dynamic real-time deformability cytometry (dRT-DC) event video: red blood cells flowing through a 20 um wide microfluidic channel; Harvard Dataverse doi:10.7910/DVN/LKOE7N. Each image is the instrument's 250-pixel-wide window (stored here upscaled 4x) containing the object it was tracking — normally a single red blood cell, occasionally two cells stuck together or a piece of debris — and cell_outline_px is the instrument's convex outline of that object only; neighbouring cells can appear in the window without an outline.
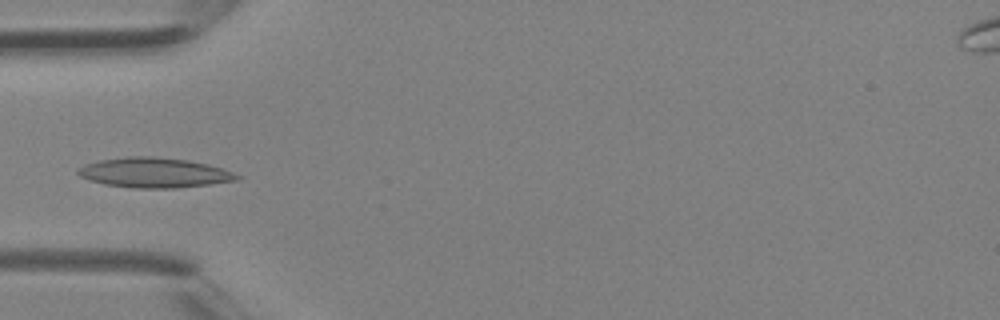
{"species": "Egyptian fruit bat (a non-hibernating species)", "species_latin": "Rousettus aegyptiacus", "temperature_condition": "room temperature", "stored_images_in_passage": 30, "camera_frame_rate_fps": 3000, "um_per_image_px": 0.085, "animal": {"sex": "female"}, "frame": {"image": 1, "passage_image": 3, "time_ms": 0.667, "image_size_px": [1000, 320], "cell_outline_px": [[244, 176], [236, 180], [208, 184], [176, 188], [136, 188], [108, 184], [88, 180], [80, 176], [76, 172], [76, 168], [84, 164], [100, 160], [128, 156], [156, 156], [188, 160], [208, 164]], "centroid_in_image_um": [13.08, 14.66], "position_along_channel_um": 71.9, "area_um2": 27.69}}
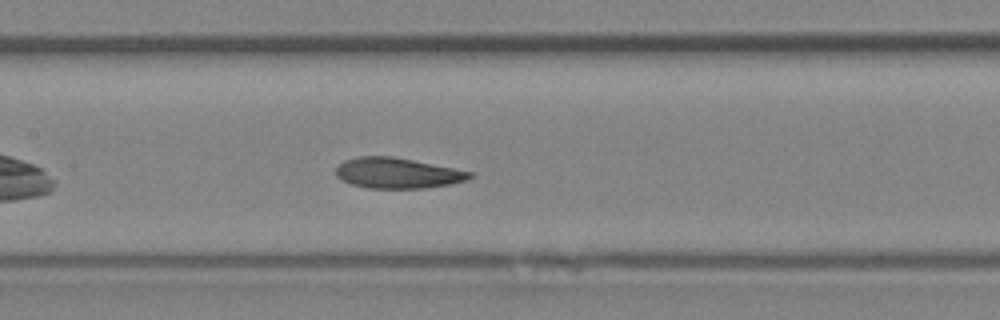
{"frame": {"image": 2, "passage_image": 9, "time_ms": 2.667, "image_size_px": [1000, 320], "cell_outline_px": [[472, 176], [468, 180], [452, 184], [424, 188], [368, 188], [352, 184], [336, 176], [336, 168], [344, 160], [356, 156], [392, 156], [472, 172]], "centroid_in_image_um": [33.77, 14.71], "position_along_channel_um": 173.6, "area_um2": 23.64}}
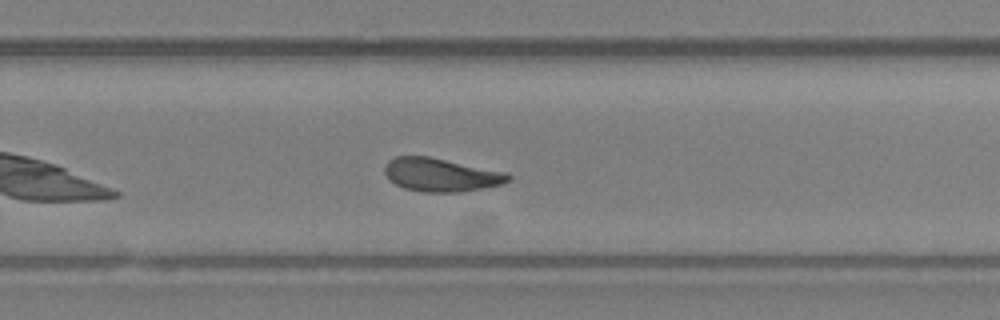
{"frame": {"image": 3, "passage_image": 16, "time_ms": 5.0, "image_size_px": [1000, 320], "cell_outline_px": [[512, 176], [504, 184], [484, 188], [460, 192], [424, 192], [404, 188], [388, 180], [384, 172], [384, 168], [388, 160], [396, 156], [428, 156], [508, 172]], "centroid_in_image_um": [37.49, 14.86], "position_along_channel_um": 292.3, "area_um2": 24.22}}